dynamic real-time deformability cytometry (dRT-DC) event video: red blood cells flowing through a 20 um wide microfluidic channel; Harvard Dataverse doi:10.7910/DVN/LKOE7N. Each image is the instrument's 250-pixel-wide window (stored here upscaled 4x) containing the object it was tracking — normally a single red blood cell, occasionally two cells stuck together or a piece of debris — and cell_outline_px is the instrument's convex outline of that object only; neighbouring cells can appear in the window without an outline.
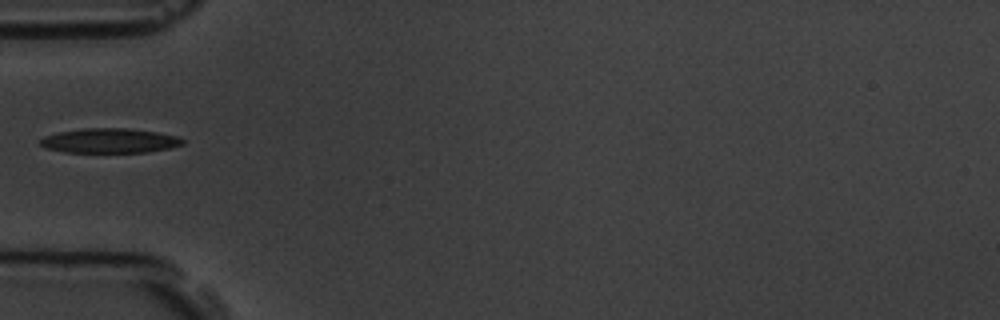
{"species": "common noctule bat (a hibernating species)", "species_latin": "Nyctalus noctula", "temperature_condition": "room temperature", "stored_images_in_passage": 1, "camera_frame_rate_fps": 3000, "um_per_image_px": 0.085, "animal": {"sex": "male", "body_mass_g": 19.5, "forearm_length_mm": 54.6}, "frame": {"image": 1, "passage_image": 1, "time_ms": 0.0, "image_size_px": [1000, 320], "cell_outline_px": [[184, 144], [168, 148], [148, 152], [64, 152], [44, 148], [40, 144], [40, 140], [44, 136], [60, 132], [84, 128], [128, 128], [156, 132], [176, 136], [184, 140]], "centroid_in_image_um": [9.3, 11.96], "position_along_channel_um": 75.7, "area_um2": 20.35}}